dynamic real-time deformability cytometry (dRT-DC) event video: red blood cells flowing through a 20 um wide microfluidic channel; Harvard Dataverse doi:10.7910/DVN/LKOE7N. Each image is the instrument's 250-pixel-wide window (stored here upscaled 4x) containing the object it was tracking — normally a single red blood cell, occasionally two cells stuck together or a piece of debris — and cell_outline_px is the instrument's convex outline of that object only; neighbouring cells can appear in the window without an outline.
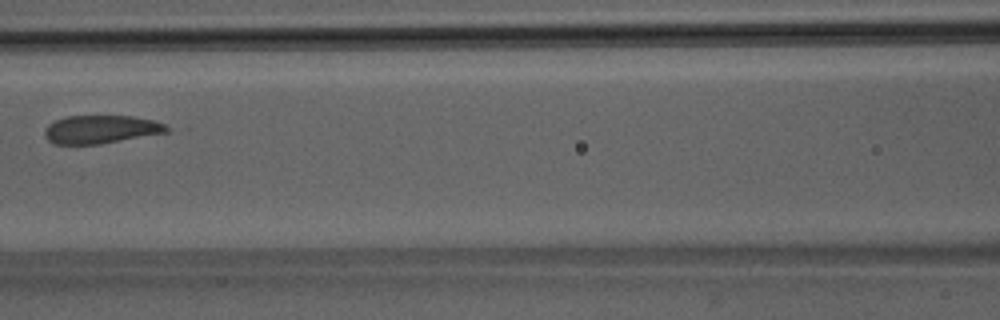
{"species": "Egyptian fruit bat (a non-hibernating species)", "species_latin": "Rousettus aegyptiacus", "temperature_condition": "room temperature", "stored_images_in_passage": 5, "camera_frame_rate_fps": 3000, "um_per_image_px": 0.085, "animal": {"sex": "male"}, "frame": {"image": 1, "passage_image": 4, "time_ms": 3.667, "image_size_px": [1000, 320], "cell_outline_px": [[172, 132], [100, 144], [56, 144], [48, 140], [44, 136], [44, 128], [48, 124], [56, 120], [68, 116], [132, 116], [152, 120], [164, 124], [172, 128]], "centroid_in_image_um": [8.62, 11.0], "position_along_channel_um": 158.0, "area_um2": 20.29}}